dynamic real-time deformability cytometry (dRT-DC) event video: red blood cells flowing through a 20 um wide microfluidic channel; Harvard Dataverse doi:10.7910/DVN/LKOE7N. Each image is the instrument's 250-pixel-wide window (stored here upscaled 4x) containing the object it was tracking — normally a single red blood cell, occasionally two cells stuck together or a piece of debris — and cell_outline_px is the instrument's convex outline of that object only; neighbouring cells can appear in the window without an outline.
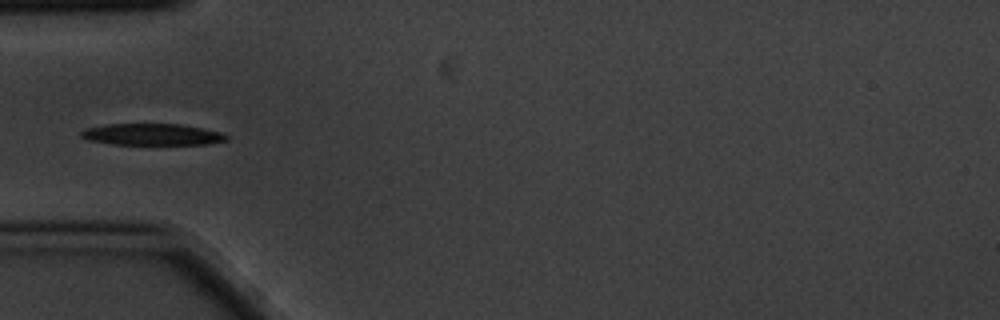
{"species": "common noctule bat (a hibernating species)", "species_latin": "Nyctalus noctula", "temperature_condition": "cold", "stored_images_in_passage": 5, "camera_frame_rate_fps": 3000, "um_per_image_px": 0.085, "animal": {"sex": "male", "body_mass_g": 20.1, "forearm_length_mm": 53.5}, "frame": {"image": 1, "passage_image": 3, "time_ms": 0.667, "image_size_px": [1000, 320], "cell_outline_px": [[228, 140], [208, 144], [112, 144], [88, 140], [80, 136], [80, 132], [88, 128], [104, 124], [180, 124], [204, 128], [220, 132], [228, 136]], "centroid_in_image_um": [12.94, 11.42], "position_along_channel_um": 72.1, "area_um2": 18.21}}